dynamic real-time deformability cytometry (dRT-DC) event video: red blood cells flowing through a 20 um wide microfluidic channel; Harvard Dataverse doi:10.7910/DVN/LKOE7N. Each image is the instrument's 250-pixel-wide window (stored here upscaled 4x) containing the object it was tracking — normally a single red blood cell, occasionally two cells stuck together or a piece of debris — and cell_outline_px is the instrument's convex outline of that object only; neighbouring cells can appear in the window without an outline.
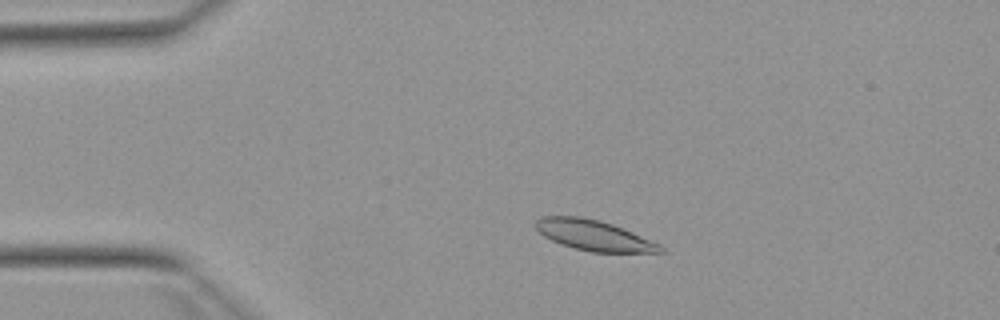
{"species": "Egyptian fruit bat (a non-hibernating species)", "species_latin": "Rousettus aegyptiacus", "temperature_condition": "warm", "stored_images_in_passage": 25, "camera_frame_rate_fps": 3000, "um_per_image_px": 0.085, "animal": {"sex": "female"}, "frame": {"image": 1, "passage_image": 9, "time_ms": 2.667, "image_size_px": [1000, 320], "cell_outline_px": [[664, 252], [592, 252], [560, 244], [544, 236], [532, 224], [540, 216], [580, 216], [600, 220], [612, 224], [632, 232], [660, 244], [664, 248]], "centroid_in_image_um": [50.44, 19.99], "position_along_channel_um": 34.6, "area_um2": 22.02}}
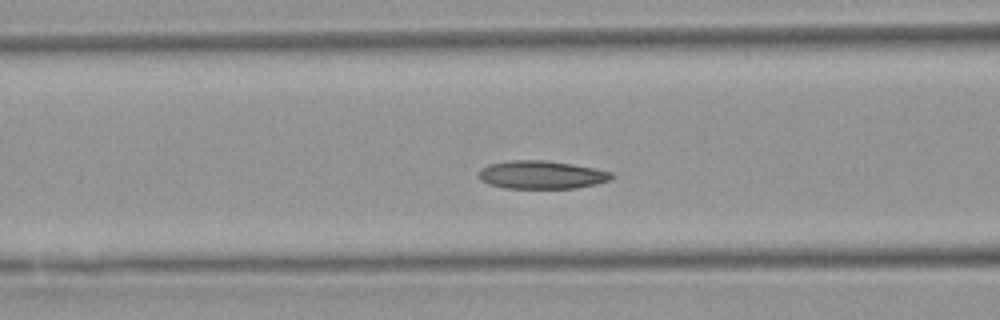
{"frame": {"image": 2, "passage_image": 19, "time_ms": 6.0, "image_size_px": [1000, 320], "cell_outline_px": [[616, 176], [612, 180], [596, 184], [576, 188], [504, 188], [488, 184], [480, 180], [476, 176], [480, 168], [488, 164], [508, 160], [544, 160], [572, 164], [612, 172]], "centroid_in_image_um": [46.0, 14.86], "position_along_channel_um": 120.6, "area_um2": 22.08}}
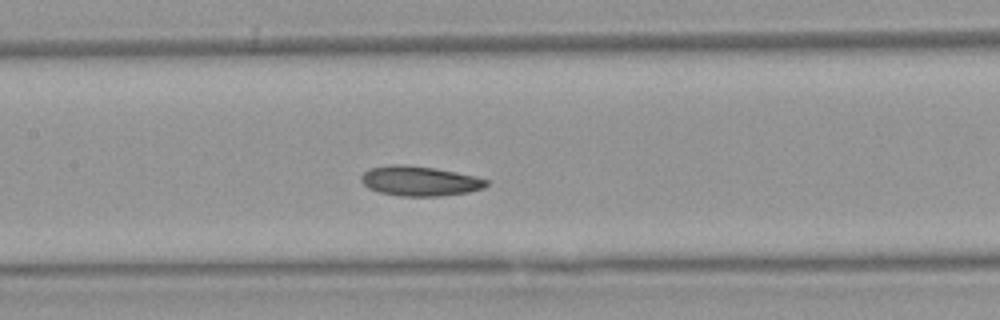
{"frame": {"image": 3, "passage_image": 23, "time_ms": 7.333, "image_size_px": [1000, 320], "cell_outline_px": [[488, 184], [484, 188], [468, 192], [440, 196], [400, 196], [380, 192], [368, 188], [360, 180], [360, 176], [364, 172], [372, 168], [392, 164], [404, 164], [432, 168], [456, 172], [476, 176], [488, 180]], "centroid_in_image_um": [35.68, 15.39], "position_along_channel_um": 171.7, "area_um2": 21.68}}